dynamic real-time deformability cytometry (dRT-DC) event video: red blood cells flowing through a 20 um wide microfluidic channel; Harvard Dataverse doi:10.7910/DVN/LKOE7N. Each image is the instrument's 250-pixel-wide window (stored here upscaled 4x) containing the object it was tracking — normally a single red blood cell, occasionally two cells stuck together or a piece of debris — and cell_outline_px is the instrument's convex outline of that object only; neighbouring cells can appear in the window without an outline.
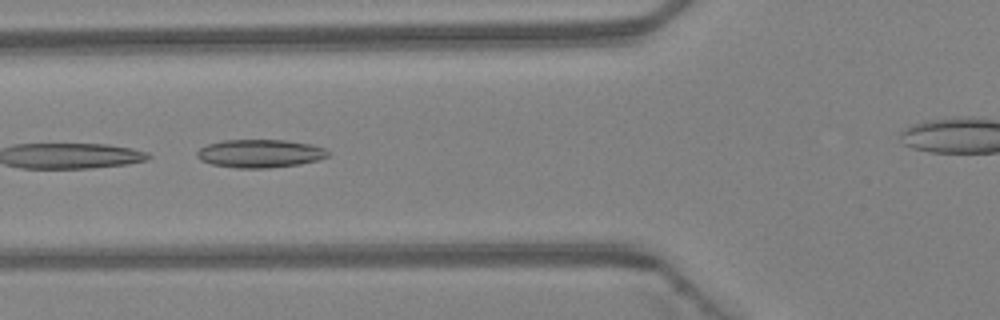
{"species": "Egyptian fruit bat (a non-hibernating species)", "species_latin": "Rousettus aegyptiacus", "temperature_condition": "warm", "stored_images_in_passage": 5, "camera_frame_rate_fps": 3000, "um_per_image_px": 0.085, "animal": {"sex": "female"}, "frame": {"image": 1, "passage_image": 5, "time_ms": 1.333, "image_size_px": [1000, 320], "cell_outline_px": [[332, 152], [328, 156], [316, 160], [300, 164], [268, 168], [236, 168], [212, 164], [200, 160], [196, 156], [196, 152], [200, 148], [208, 144], [224, 140], [284, 140], [312, 144], [324, 148]], "centroid_in_image_um": [22.11, 13.05], "position_along_channel_um": 103.7, "area_um2": 21.56}}